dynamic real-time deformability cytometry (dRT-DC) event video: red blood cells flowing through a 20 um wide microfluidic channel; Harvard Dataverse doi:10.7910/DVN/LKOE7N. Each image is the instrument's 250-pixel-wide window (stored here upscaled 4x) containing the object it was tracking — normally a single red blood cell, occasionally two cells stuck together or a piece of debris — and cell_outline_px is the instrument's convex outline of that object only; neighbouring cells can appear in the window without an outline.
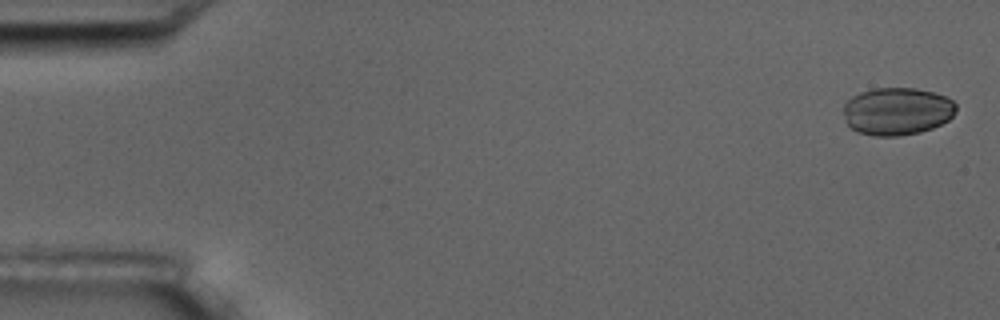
{"species": "common noctule bat (a hibernating species)", "species_latin": "Nyctalus noctula", "temperature_condition": "room temperature", "stored_images_in_passage": 5, "camera_frame_rate_fps": 3000, "um_per_image_px": 0.085, "animal": {"sex": "male", "body_mass_g": 17.5, "forearm_length_mm": 52.3}, "frame": {"image": 1, "passage_image": 1, "time_ms": 0.0, "image_size_px": [1000, 320], "cell_outline_px": [[956, 108], [952, 116], [948, 120], [932, 128], [920, 132], [900, 136], [872, 136], [856, 132], [844, 120], [844, 104], [852, 96], [860, 92], [876, 88], [916, 88], [932, 92], [944, 96], [952, 100], [956, 104]], "centroid_in_image_um": [76.23, 9.46], "position_along_channel_um": 8.8, "area_um2": 31.33}}
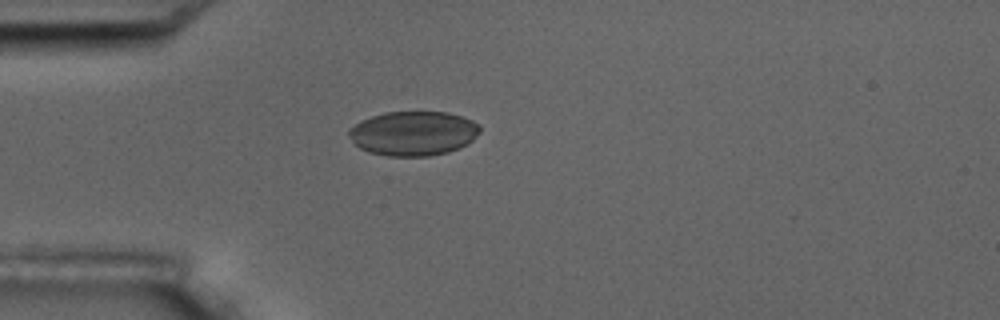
{"frame": {"image": 2, "passage_image": 5, "time_ms": 4.667, "image_size_px": [1000, 320], "cell_outline_px": [[480, 132], [468, 144], [460, 148], [448, 152], [428, 156], [388, 156], [368, 152], [360, 148], [352, 140], [348, 132], [348, 128], [360, 120], [384, 112], [448, 112], [472, 120], [480, 124]], "centroid_in_image_um": [35.14, 11.33], "position_along_channel_um": 49.9, "area_um2": 34.1}}